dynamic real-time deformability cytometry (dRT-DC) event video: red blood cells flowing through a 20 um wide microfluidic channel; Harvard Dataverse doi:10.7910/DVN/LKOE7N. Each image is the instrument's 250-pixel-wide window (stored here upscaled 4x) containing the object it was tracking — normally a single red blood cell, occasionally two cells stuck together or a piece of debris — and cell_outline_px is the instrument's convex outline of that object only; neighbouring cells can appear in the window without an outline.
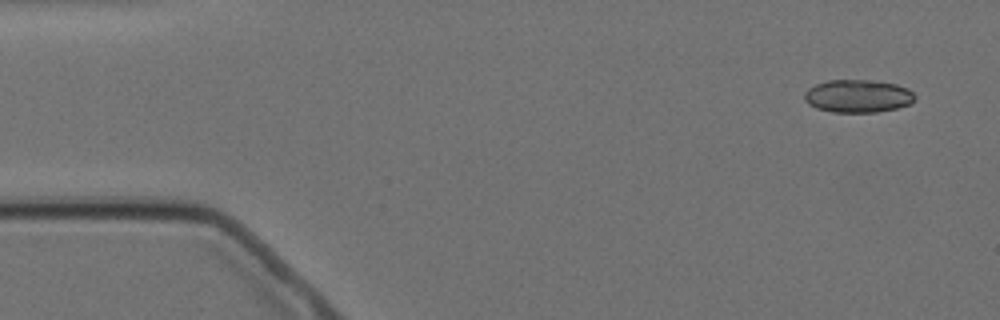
{"species": "Egyptian fruit bat (a non-hibernating species)", "species_latin": "Rousettus aegyptiacus", "temperature_condition": "cold", "stored_images_in_passage": 5, "camera_frame_rate_fps": 3000, "um_per_image_px": 0.085, "animal": {"sex": "female"}, "frame": {"image": 1, "passage_image": 1, "time_ms": 0.0, "image_size_px": [1000, 320], "cell_outline_px": [[916, 100], [908, 104], [896, 108], [876, 112], [832, 112], [816, 108], [808, 104], [804, 100], [804, 92], [808, 88], [816, 84], [828, 80], [876, 80], [896, 84], [908, 88], [916, 96]], "centroid_in_image_um": [72.91, 8.16], "position_along_channel_um": 12.1, "area_um2": 21.33}}